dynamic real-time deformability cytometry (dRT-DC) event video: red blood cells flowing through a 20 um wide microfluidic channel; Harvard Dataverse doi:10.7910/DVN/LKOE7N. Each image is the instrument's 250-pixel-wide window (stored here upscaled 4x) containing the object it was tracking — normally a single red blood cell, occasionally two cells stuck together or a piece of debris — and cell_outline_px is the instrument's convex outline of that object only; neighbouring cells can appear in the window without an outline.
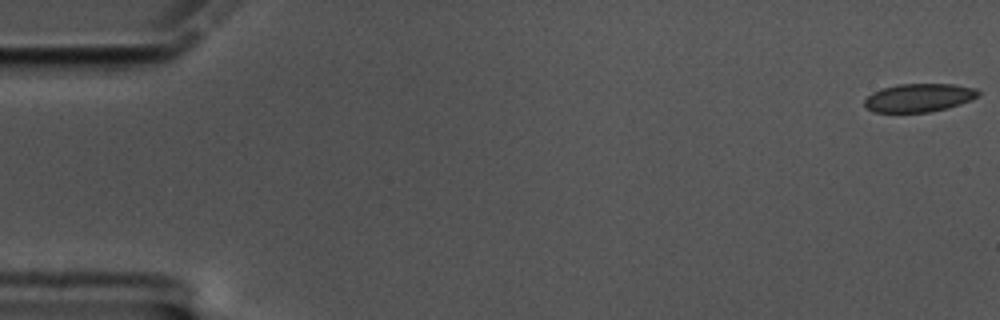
{"species": "common noctule bat (a hibernating species)", "species_latin": "Nyctalus noctula", "temperature_condition": "cold", "stored_images_in_passage": 60, "camera_frame_rate_fps": 3000, "um_per_image_px": 0.085, "animal": {"sex": "male", "body_mass_g": 17.5, "forearm_length_mm": 52.3}, "frame": {"image": 1, "passage_image": 1, "time_ms": 0.0, "image_size_px": [1000, 320], "cell_outline_px": [[980, 96], [972, 100], [948, 108], [928, 112], [872, 112], [864, 108], [864, 100], [872, 92], [880, 88], [896, 84], [956, 84], [976, 88], [980, 92]], "centroid_in_image_um": [78.11, 8.3], "position_along_channel_um": 6.9, "area_um2": 19.13}}
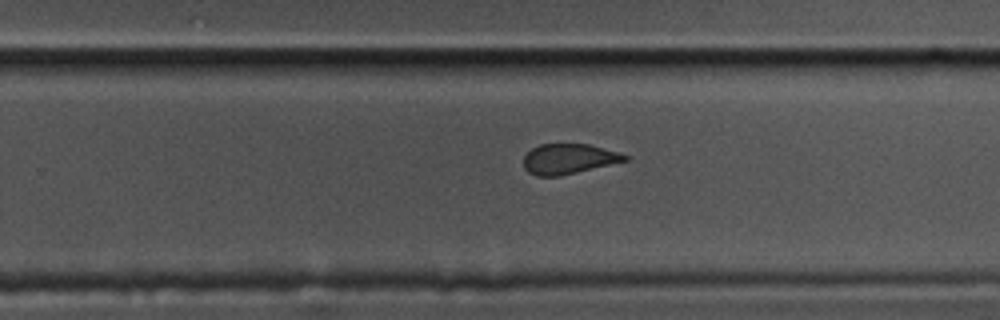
{"frame": {"image": 2, "passage_image": 38, "time_ms": 12.333, "image_size_px": [1000, 320], "cell_outline_px": [[628, 160], [560, 176], [536, 176], [528, 172], [524, 168], [524, 156], [532, 148], [540, 144], [588, 144], [616, 152], [628, 156]], "centroid_in_image_um": [48.29, 13.51], "position_along_channel_um": 281.5, "area_um2": 17.57}}
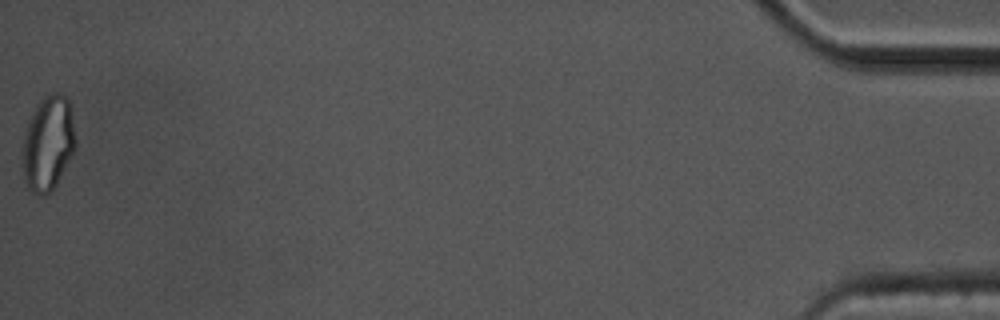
{"frame": {"image": 3, "passage_image": 60, "time_ms": 19.667, "image_size_px": [1000, 320], "cell_outline_px": [[76, 148], [56, 184], [44, 196], [40, 196], [24, 188], [20, 152], [20, 148], [24, 132], [28, 120], [36, 104], [44, 96], [52, 92], [60, 92], [68, 100], [76, 140]], "centroid_in_image_um": [4.01, 12.21], "position_along_channel_um": 431.2, "area_um2": 30.06}, "authors_computed_cell_mechanics": {"area_um2": 19.3341, "velocity_mm_per_s": 3.377, "shape_relaxation_time_tau1_ms": null, "shape_relaxation_time_tau2_ms": 1.1987, "deformation_change_tau1": null, "deformation_change_tau2": 0.0609}}